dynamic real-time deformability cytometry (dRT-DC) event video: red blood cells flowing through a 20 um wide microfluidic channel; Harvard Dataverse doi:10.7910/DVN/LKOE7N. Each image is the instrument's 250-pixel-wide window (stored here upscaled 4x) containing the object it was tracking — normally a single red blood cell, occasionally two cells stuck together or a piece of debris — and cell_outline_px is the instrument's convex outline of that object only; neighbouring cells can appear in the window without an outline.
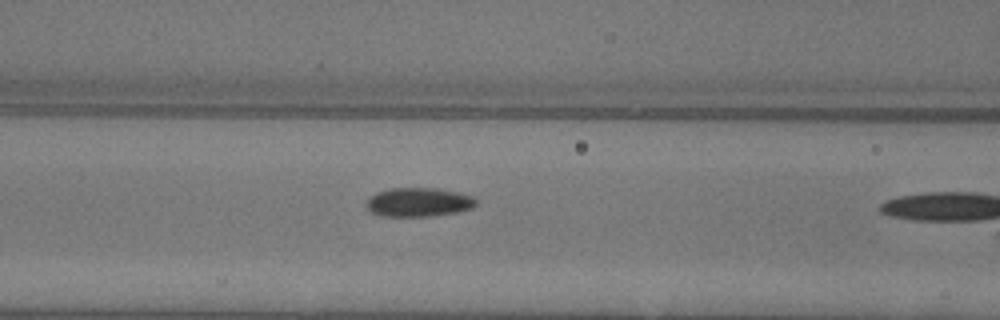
{"species": "common noctule bat (a hibernating species)", "species_latin": "Nyctalus noctula", "temperature_condition": "warm", "stored_images_in_passage": 21, "camera_frame_rate_fps": 3000, "um_per_image_px": 0.085, "animal": {"sex": "female"}, "frame": {"image": 1, "passage_image": 20, "time_ms": 6.333, "image_size_px": [1000, 320], "cell_outline_px": [[476, 204], [472, 208], [456, 212], [432, 216], [380, 216], [372, 212], [364, 204], [376, 192], [392, 188], [436, 188], [456, 192], [472, 196], [476, 200]], "centroid_in_image_um": [35.57, 17.19], "position_along_channel_um": 131.0, "area_um2": 18.38}}